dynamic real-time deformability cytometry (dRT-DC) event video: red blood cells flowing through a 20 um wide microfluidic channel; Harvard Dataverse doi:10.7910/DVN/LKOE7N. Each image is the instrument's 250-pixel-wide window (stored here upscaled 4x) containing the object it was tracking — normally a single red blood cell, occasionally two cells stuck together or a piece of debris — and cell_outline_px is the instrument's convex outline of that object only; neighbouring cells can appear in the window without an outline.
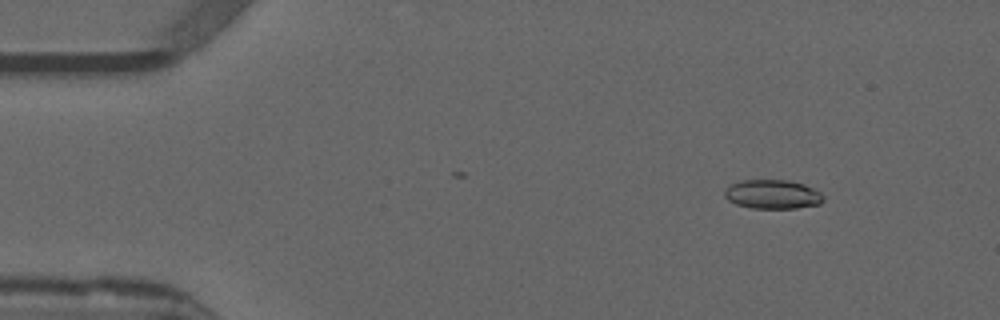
{"species": "common noctule bat (a hibernating species)", "species_latin": "Nyctalus noctula", "temperature_condition": "warm", "stored_images_in_passage": 47, "camera_frame_rate_fps": 3000, "um_per_image_px": 0.085, "animal": {"sex": "male", "forearm_length_mm": 52.5}, "frame": {"image": 1, "passage_image": 7, "time_ms": 2.0, "image_size_px": [1000, 320], "cell_outline_px": [[824, 200], [820, 204], [796, 208], [752, 208], [736, 204], [728, 200], [724, 196], [724, 192], [732, 184], [740, 180], [788, 180], [804, 184], [820, 192], [824, 196]], "centroid_in_image_um": [65.68, 16.52], "position_along_channel_um": 19.3, "area_um2": 16.7}}
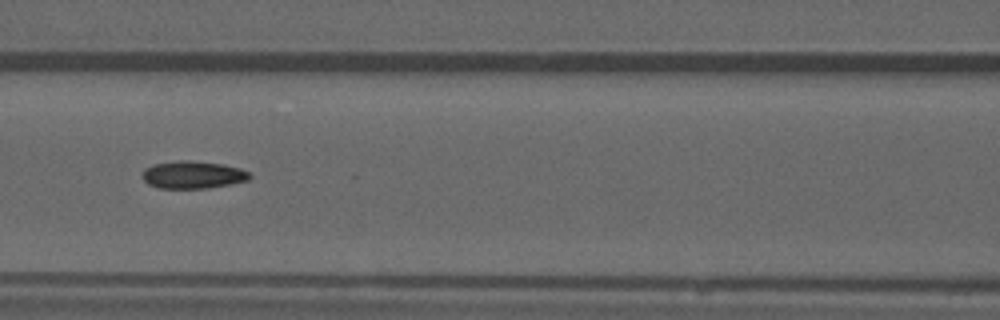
{"frame": {"image": 2, "passage_image": 24, "time_ms": 7.667, "image_size_px": [1000, 320], "cell_outline_px": [[252, 176], [248, 180], [232, 184], [208, 188], [156, 188], [148, 184], [140, 176], [144, 168], [152, 164], [184, 160], [224, 164], [240, 168], [248, 172]], "centroid_in_image_um": [16.37, 14.86], "position_along_channel_um": 150.2, "area_um2": 17.34}}
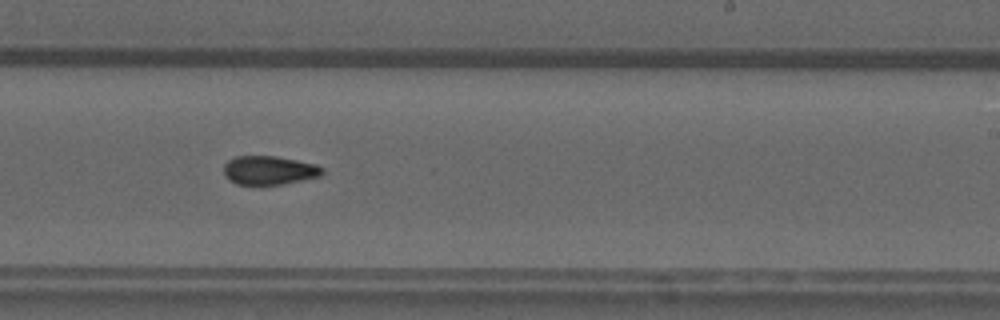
{"frame": {"image": 3, "passage_image": 33, "time_ms": 10.667, "image_size_px": [1000, 320], "cell_outline_px": [[324, 172], [320, 176], [280, 184], [236, 184], [228, 180], [224, 176], [224, 164], [228, 160], [236, 156], [276, 156], [316, 164], [324, 168]], "centroid_in_image_um": [22.85, 14.46], "position_along_channel_um": 266.1, "area_um2": 16.47}, "authors_computed_cell_mechanics": {"area_um2": 16.9932, "velocity_mm_per_s": 3.8802, "shape_relaxation_time_tau1_ms": null, "shape_relaxation_time_tau2_ms": 4.1781, "deformation_change_tau1": null, "deformation_change_tau2": 0.1124}}